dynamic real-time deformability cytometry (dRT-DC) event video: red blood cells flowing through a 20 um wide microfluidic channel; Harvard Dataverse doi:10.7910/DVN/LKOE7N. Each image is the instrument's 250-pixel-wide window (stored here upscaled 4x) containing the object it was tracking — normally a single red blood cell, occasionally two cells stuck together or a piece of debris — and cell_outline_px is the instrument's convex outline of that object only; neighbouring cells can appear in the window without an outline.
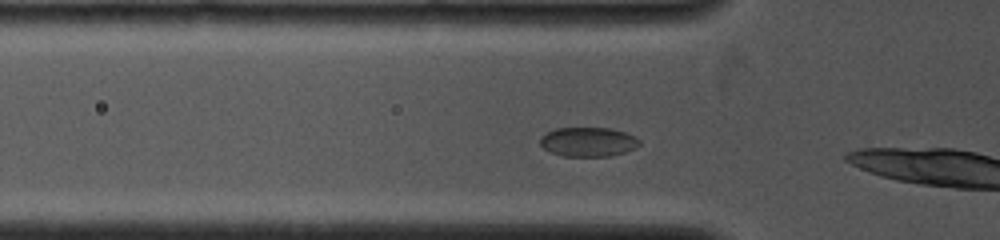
{"species": "common noctule bat (a hibernating species)", "species_latin": "Nyctalus noctula", "temperature_condition": "cold", "stored_images_in_passage": 45, "camera_frame_rate_fps": 4000, "um_per_image_px": 0.085, "animal": {"sex": "female", "body_mass_g": 19.0, "forearm_length_mm": 53.3}, "frame": {"image": 1, "passage_image": 5, "time_ms": 1.0, "image_size_px": [1000, 240], "cell_outline_px": [[640, 144], [636, 148], [612, 156], [564, 156], [552, 152], [544, 148], [540, 144], [540, 136], [556, 128], [612, 128], [636, 136], [640, 140]], "centroid_in_image_um": [50.02, 12.05], "position_along_channel_um": 75.8, "area_um2": 16.99}}
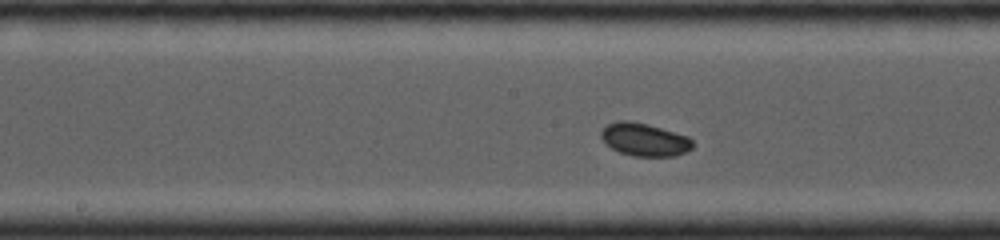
{"frame": {"image": 2, "passage_image": 19, "time_ms": 3.75, "image_size_px": [1000, 240], "cell_outline_px": [[696, 144], [692, 148], [676, 156], [632, 156], [620, 152], [612, 148], [600, 136], [600, 132], [608, 124], [620, 120], [628, 120], [648, 124], [688, 136]], "centroid_in_image_um": [54.81, 11.86], "position_along_channel_um": 193.4, "area_um2": 17.51}}
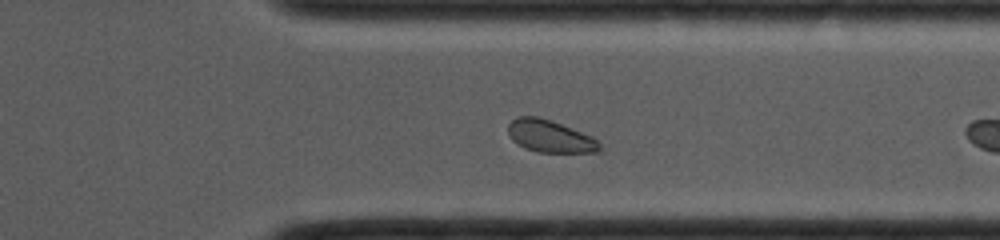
{"frame": {"image": 3, "passage_image": 37, "time_ms": 7.75, "image_size_px": [1000, 240], "cell_outline_px": [[604, 148], [596, 152], [540, 152], [524, 148], [512, 140], [508, 136], [508, 124], [516, 116], [536, 116], [552, 120], [592, 136]], "centroid_in_image_um": [46.73, 11.57], "position_along_channel_um": 364.7, "area_um2": 17.34}}